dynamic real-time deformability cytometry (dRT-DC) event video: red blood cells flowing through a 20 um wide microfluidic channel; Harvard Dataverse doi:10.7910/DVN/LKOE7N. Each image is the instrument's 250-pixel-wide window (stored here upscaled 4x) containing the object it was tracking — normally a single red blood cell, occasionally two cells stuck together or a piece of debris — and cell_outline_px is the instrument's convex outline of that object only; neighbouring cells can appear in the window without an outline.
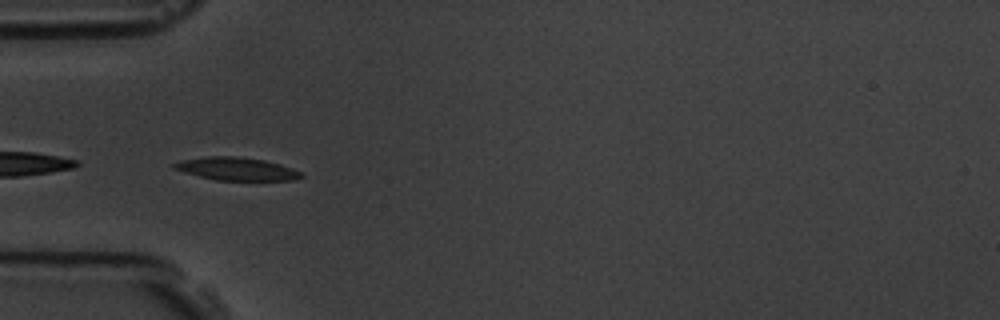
{"species": "common noctule bat (a hibernating species)", "species_latin": "Nyctalus noctula", "temperature_condition": "room temperature", "stored_images_in_passage": 31, "camera_frame_rate_fps": 3000, "um_per_image_px": 0.085, "animal": {"sex": "male", "body_mass_g": 19.5, "forearm_length_mm": 54.6}, "frame": {"image": 1, "passage_image": 1, "time_ms": 0.0, "image_size_px": [1000, 320], "cell_outline_px": [[304, 176], [292, 180], [216, 180], [184, 172], [172, 168], [172, 164], [180, 160], [204, 156], [236, 156], [264, 160], [280, 164], [304, 172]], "centroid_in_image_um": [20.1, 14.34], "position_along_channel_um": 64.9, "area_um2": 17.05}}
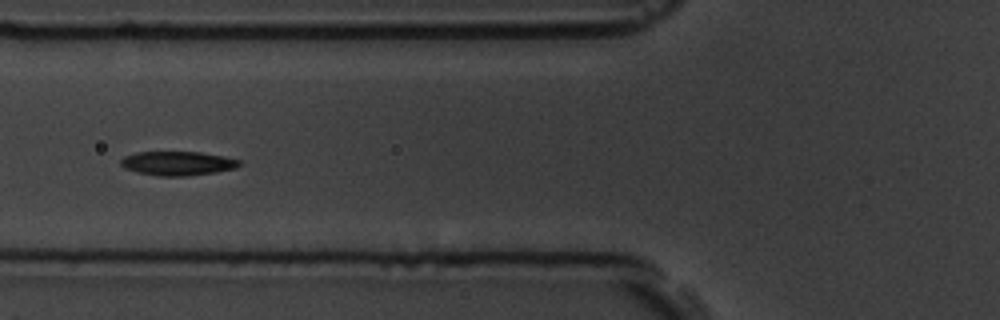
{"frame": {"image": 2, "passage_image": 5, "time_ms": 1.333, "image_size_px": [1000, 320], "cell_outline_px": [[244, 164], [236, 168], [216, 172], [188, 176], [160, 176], [136, 172], [124, 168], [120, 164], [120, 160], [124, 156], [136, 152], [200, 152], [224, 156], [240, 160]], "centroid_in_image_um": [15.12, 13.88], "position_along_channel_um": 110.7, "area_um2": 16.82}}
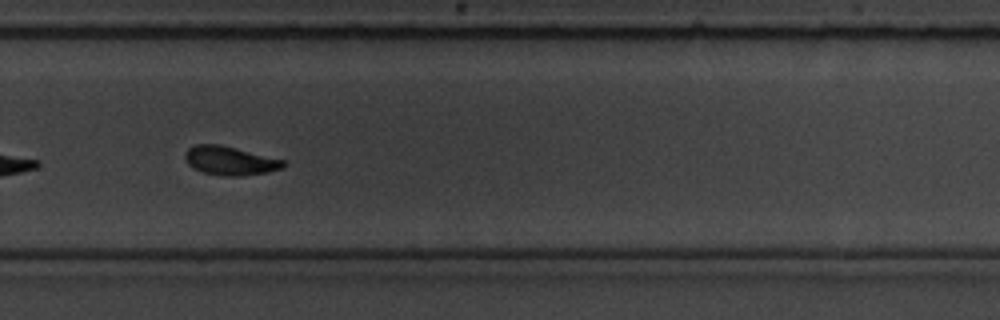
{"frame": {"image": 3, "passage_image": 22, "time_ms": 7.0, "image_size_px": [1000, 320], "cell_outline_px": [[288, 164], [284, 168], [268, 172], [240, 176], [224, 176], [204, 172], [192, 168], [188, 164], [184, 156], [184, 152], [188, 148], [196, 144], [220, 144], [284, 160]], "centroid_in_image_um": [19.55, 13.66], "position_along_channel_um": 310.2, "area_um2": 16.59}, "authors_computed_cell_mechanics": {"area_um2": 16.9932, "velocity_mm_per_s": 3.5316, "shape_relaxation_time_tau1_ms": 3.5293, "shape_relaxation_time_tau2_ms": 4.6414, "deformation_change_tau1": 0.1319, "deformation_change_tau2": 0.1042}}